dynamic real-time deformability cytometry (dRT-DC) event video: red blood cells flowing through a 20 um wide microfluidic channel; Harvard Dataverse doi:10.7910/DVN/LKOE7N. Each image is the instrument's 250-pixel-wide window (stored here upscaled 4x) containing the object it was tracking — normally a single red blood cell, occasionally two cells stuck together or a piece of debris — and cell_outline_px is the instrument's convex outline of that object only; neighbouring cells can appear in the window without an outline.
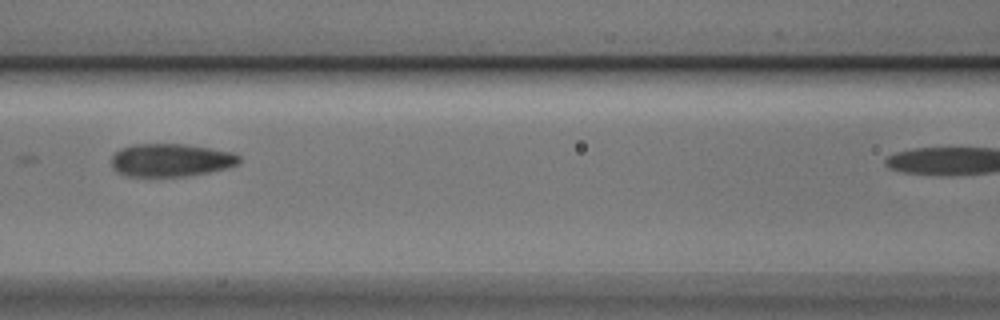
{"species": "Egyptian fruit bat (a non-hibernating species)", "species_latin": "Rousettus aegyptiacus", "temperature_condition": "cold", "stored_images_in_passage": 8, "segment_of_instrument_passage": [1, 2], "camera_frame_rate_fps": 3000, "um_per_image_px": 0.085, "animal": {"sex": "male"}, "frame": {"image": 1, "passage_image": 4, "time_ms": 1.0, "image_size_px": [1000, 320], "cell_outline_px": [[240, 164], [228, 168], [208, 172], [184, 176], [128, 176], [116, 172], [112, 168], [112, 156], [120, 148], [132, 144], [184, 144], [232, 152], [240, 156]], "centroid_in_image_um": [14.51, 13.61], "position_along_channel_um": 152.1, "area_um2": 24.57}}
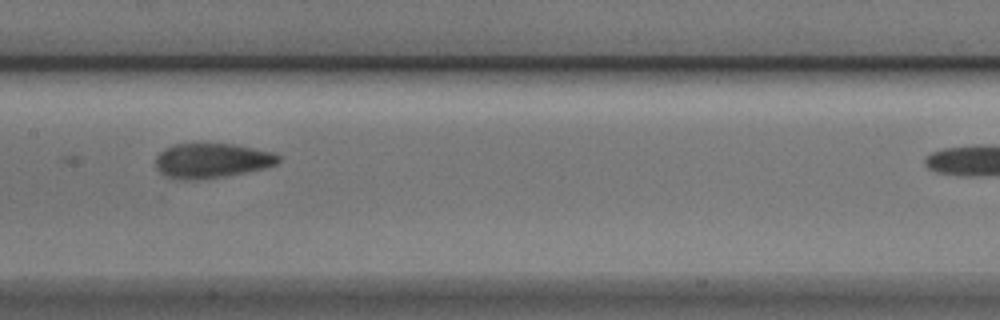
{"frame": {"image": 2, "passage_image": 5, "time_ms": 1.333, "image_size_px": [1000, 320], "cell_outline_px": [[280, 160], [276, 164], [264, 168], [224, 176], [200, 180], [180, 180], [164, 176], [156, 168], [156, 156], [164, 148], [172, 144], [232, 144], [272, 152], [280, 156]], "centroid_in_image_um": [17.94, 13.66], "position_along_channel_um": 189.5, "area_um2": 24.85}}
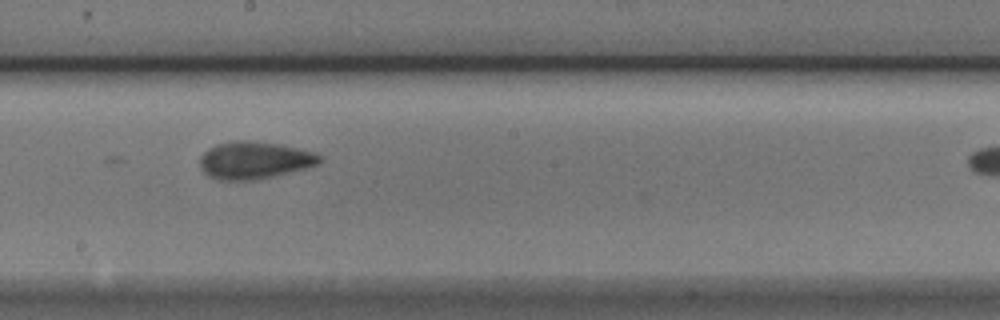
{"frame": {"image": 3, "passage_image": 6, "time_ms": 1.667, "image_size_px": [1000, 320], "cell_outline_px": [[324, 160], [320, 164], [272, 176], [252, 180], [220, 180], [204, 172], [200, 164], [200, 156], [208, 148], [216, 144], [240, 140], [248, 140], [284, 144], [316, 152], [324, 156]], "centroid_in_image_um": [21.69, 13.59], "position_along_channel_um": 226.5, "area_um2": 26.18}}